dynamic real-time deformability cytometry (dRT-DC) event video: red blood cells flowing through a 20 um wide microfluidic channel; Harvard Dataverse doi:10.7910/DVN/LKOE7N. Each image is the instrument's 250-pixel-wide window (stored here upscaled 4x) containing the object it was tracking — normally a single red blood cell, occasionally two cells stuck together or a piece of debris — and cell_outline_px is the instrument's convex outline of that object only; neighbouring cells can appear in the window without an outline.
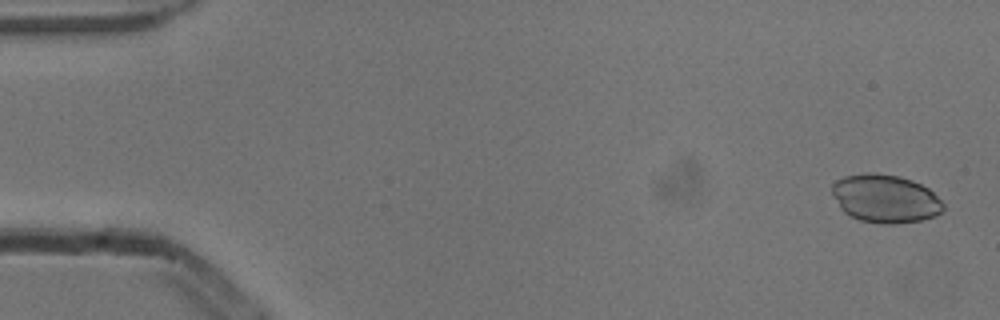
{"species": "common noctule bat (a hibernating species)", "species_latin": "Nyctalus noctula", "temperature_condition": "cold", "stored_images_in_passage": 6, "camera_frame_rate_fps": 3000, "um_per_image_px": 0.085, "animal": {"sex": "male", "body_mass_g": 13.3}, "frame": {"image": 1, "passage_image": 1, "time_ms": 0.0, "image_size_px": [1000, 320], "cell_outline_px": [[944, 208], [936, 216], [924, 220], [892, 224], [880, 224], [860, 220], [844, 212], [840, 208], [832, 196], [832, 184], [836, 180], [844, 176], [864, 172], [876, 172], [900, 176], [912, 180], [928, 188], [944, 204]], "centroid_in_image_um": [75.23, 16.87], "position_along_channel_um": 9.8, "area_um2": 31.56}}